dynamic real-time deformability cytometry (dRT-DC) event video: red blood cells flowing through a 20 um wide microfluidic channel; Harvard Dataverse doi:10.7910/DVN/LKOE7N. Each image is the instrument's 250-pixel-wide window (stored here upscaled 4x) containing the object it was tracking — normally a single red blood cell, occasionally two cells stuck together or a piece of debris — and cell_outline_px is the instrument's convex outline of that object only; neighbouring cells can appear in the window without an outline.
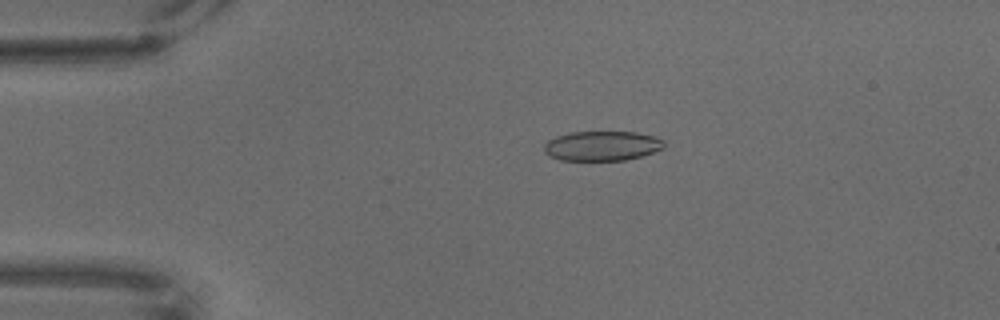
{"species": "common noctule bat (a hibernating species)", "species_latin": "Nyctalus noctula", "temperature_condition": "warm", "stored_images_in_passage": 61, "camera_frame_rate_fps": 3000, "um_per_image_px": 0.085, "animal": {"sex": "male", "body_mass_g": 18.8}, "frame": {"image": 1, "passage_image": 7, "time_ms": 2.0, "image_size_px": [1000, 320], "cell_outline_px": [[664, 148], [640, 156], [624, 160], [560, 160], [548, 156], [544, 152], [544, 144], [548, 140], [556, 136], [568, 132], [636, 132], [656, 136], [664, 140]], "centroid_in_image_um": [51.15, 12.39], "position_along_channel_um": 33.9, "area_um2": 20.87}}
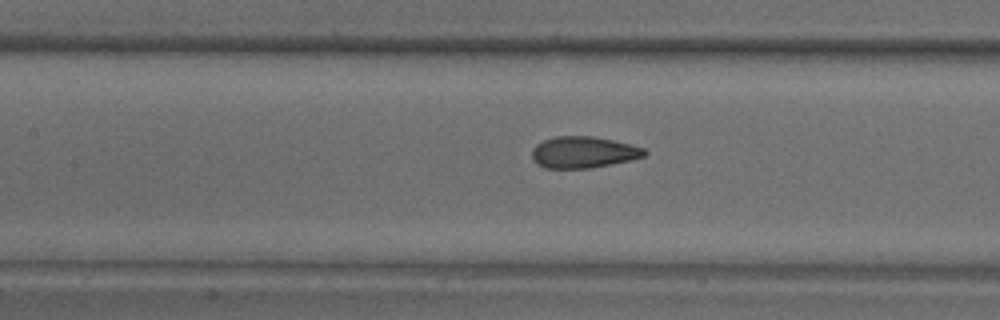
{"frame": {"image": 2, "passage_image": 24, "time_ms": 7.667, "image_size_px": [1000, 320], "cell_outline_px": [[648, 152], [644, 156], [632, 160], [592, 168], [544, 168], [536, 164], [532, 160], [532, 148], [536, 144], [544, 140], [556, 136], [592, 136], [612, 140], [644, 148]], "centroid_in_image_um": [49.56, 12.95], "position_along_channel_um": 157.8, "area_um2": 20.75}}
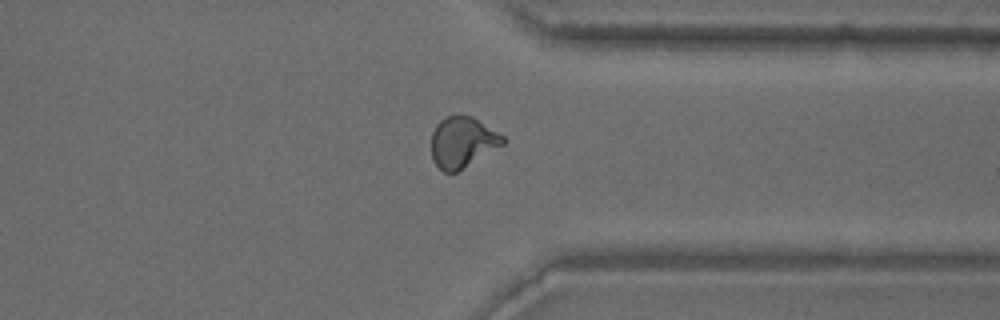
{"frame": {"image": 3, "passage_image": 46, "time_ms": 15.0, "image_size_px": [1000, 320], "cell_outline_px": [[504, 144], [456, 172], [444, 172], [432, 160], [432, 132], [436, 124], [440, 120], [448, 116], [472, 116], [504, 136]], "centroid_in_image_um": [39.29, 12.08], "position_along_channel_um": 372.1, "area_um2": 20.81}}